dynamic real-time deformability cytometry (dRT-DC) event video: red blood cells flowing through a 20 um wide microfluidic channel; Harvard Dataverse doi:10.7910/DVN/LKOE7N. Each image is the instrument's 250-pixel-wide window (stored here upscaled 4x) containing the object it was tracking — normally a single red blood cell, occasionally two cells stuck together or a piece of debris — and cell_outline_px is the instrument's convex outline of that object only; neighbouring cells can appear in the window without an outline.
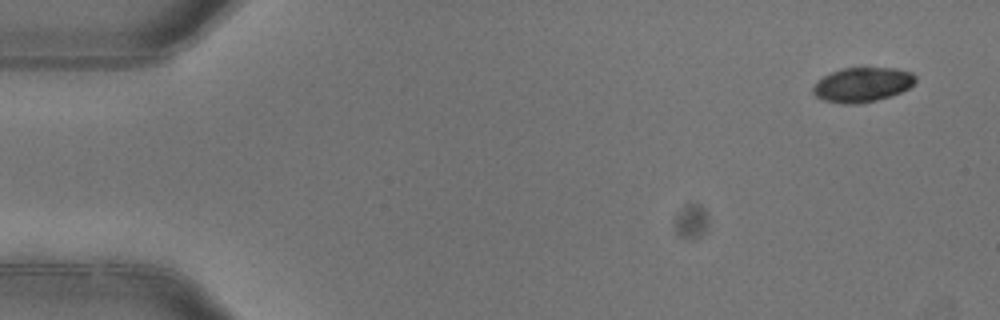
{"species": "common noctule bat (a hibernating species)", "species_latin": "Nyctalus noctula", "temperature_condition": "warm", "stored_images_in_passage": 7, "camera_frame_rate_fps": 3000, "um_per_image_px": 0.085, "animal": {"sex": "female"}, "frame": {"image": 1, "passage_image": 1, "time_ms": 0.0, "image_size_px": [1000, 320], "cell_outline_px": [[916, 80], [908, 88], [900, 92], [876, 100], [856, 104], [844, 104], [824, 100], [816, 96], [812, 92], [812, 88], [824, 76], [840, 68], [896, 68], [912, 72], [916, 76]], "centroid_in_image_um": [73.31, 7.19], "position_along_channel_um": 11.7, "area_um2": 20.4}}
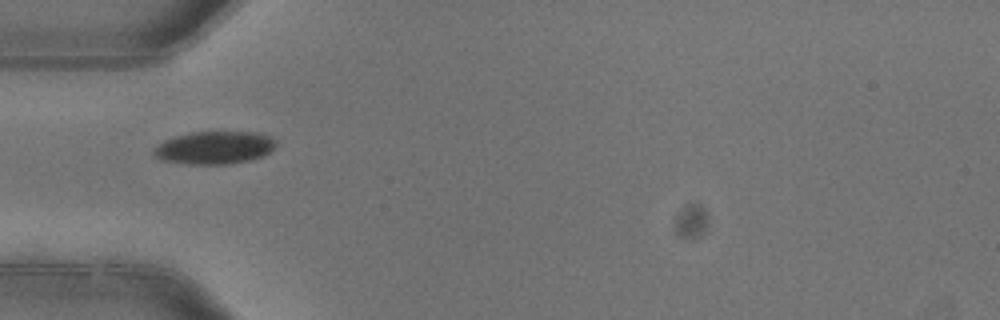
{"frame": {"image": 2, "passage_image": 5, "time_ms": 1.333, "image_size_px": [1000, 320], "cell_outline_px": [[276, 144], [264, 156], [252, 160], [224, 164], [188, 164], [164, 160], [152, 156], [152, 152], [164, 140], [176, 136], [192, 132], [256, 132], [272, 136], [276, 140]], "centroid_in_image_um": [18.25, 12.55], "position_along_channel_um": 66.7, "area_um2": 23.29}}